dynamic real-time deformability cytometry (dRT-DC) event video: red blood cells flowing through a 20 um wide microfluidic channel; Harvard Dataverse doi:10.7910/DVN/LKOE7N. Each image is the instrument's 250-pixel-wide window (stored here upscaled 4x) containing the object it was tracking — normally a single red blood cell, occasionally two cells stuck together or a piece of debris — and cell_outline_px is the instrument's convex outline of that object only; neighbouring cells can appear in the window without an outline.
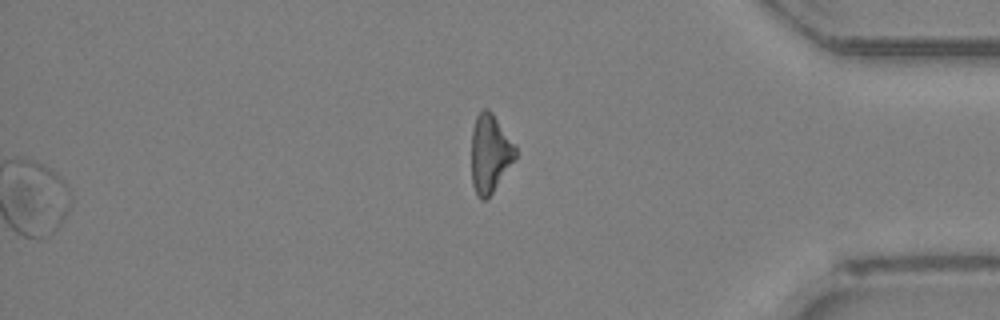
{"species": "Egyptian fruit bat (a non-hibernating species)", "species_latin": "Rousettus aegyptiacus", "temperature_condition": "room temperature", "stored_images_in_passage": 27, "segment_of_instrument_passage": [2, 2], "camera_frame_rate_fps": 3000, "um_per_image_px": 0.085, "animal": {"sex": "female"}, "frame": {"image": 1, "passage_image": 27, "time_ms": 8.667, "image_size_px": [1000, 320], "cell_outline_px": [[516, 156], [492, 192], [484, 200], [480, 200], [476, 196], [472, 184], [472, 128], [476, 116], [484, 108], [488, 108], [492, 112], [516, 144]], "centroid_in_image_um": [41.64, 13.01], "position_along_channel_um": 393.6, "area_um2": 20.0}}